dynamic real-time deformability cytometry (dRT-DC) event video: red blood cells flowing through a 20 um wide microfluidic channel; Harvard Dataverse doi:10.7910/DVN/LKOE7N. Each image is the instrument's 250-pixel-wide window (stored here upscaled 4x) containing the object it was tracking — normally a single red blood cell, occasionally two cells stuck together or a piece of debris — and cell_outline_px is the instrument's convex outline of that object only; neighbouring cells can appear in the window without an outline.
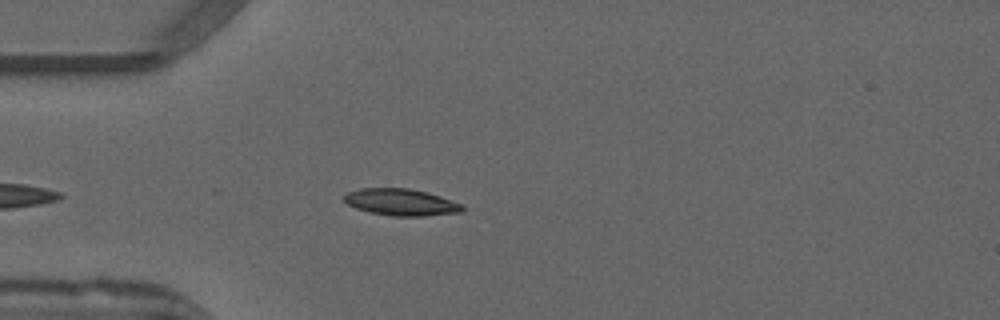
{"species": "common noctule bat (a hibernating species)", "species_latin": "Nyctalus noctula", "temperature_condition": "warm", "stored_images_in_passage": 39, "camera_frame_rate_fps": 3000, "um_per_image_px": 0.085, "animal": {"sex": "male", "forearm_length_mm": 52.5}, "frame": {"image": 1, "passage_image": 4, "time_ms": 1.0, "image_size_px": [1000, 320], "cell_outline_px": [[464, 212], [424, 216], [392, 216], [368, 212], [356, 208], [348, 204], [344, 200], [344, 196], [348, 192], [360, 188], [408, 188], [440, 196], [464, 204]], "centroid_in_image_um": [34.12, 17.19], "position_along_channel_um": 50.9, "area_um2": 18.5}}
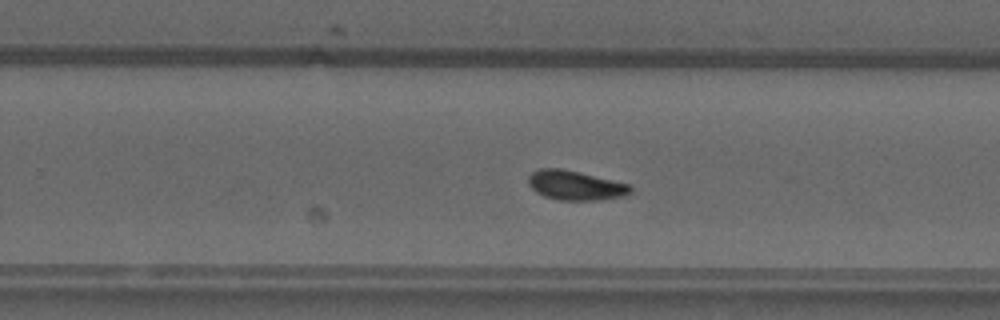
{"frame": {"image": 2, "passage_image": 19, "time_ms": 6.0, "image_size_px": [1000, 320], "cell_outline_px": [[632, 192], [624, 196], [600, 200], [556, 200], [544, 196], [536, 192], [528, 184], [528, 176], [532, 172], [540, 168], [560, 168], [580, 172], [632, 184]], "centroid_in_image_um": [48.93, 15.75], "position_along_channel_um": 280.9, "area_um2": 17.8}}
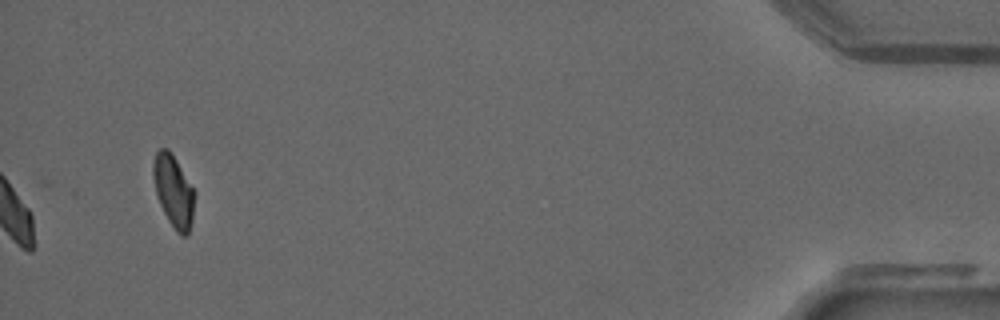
{"frame": {"image": 3, "passage_image": 39, "time_ms": 12.667, "image_size_px": [1000, 320], "cell_outline_px": [[196, 192], [192, 220], [188, 236], [180, 236], [176, 232], [168, 220], [156, 196], [152, 172], [152, 164], [156, 152], [160, 148], [168, 148], [176, 160]], "centroid_in_image_um": [14.75, 16.26], "position_along_channel_um": 420.4, "area_um2": 17.57}, "authors_computed_cell_mechanics": {"area_um2": 17.1088, "velocity_mm_per_s": 3.9479, "shape_relaxation_time_tau1_ms": 5.2895, "shape_relaxation_time_tau2_ms": 8.1317, "deformation_change_tau1": 0.1482, "deformation_change_tau2": 0.171}}